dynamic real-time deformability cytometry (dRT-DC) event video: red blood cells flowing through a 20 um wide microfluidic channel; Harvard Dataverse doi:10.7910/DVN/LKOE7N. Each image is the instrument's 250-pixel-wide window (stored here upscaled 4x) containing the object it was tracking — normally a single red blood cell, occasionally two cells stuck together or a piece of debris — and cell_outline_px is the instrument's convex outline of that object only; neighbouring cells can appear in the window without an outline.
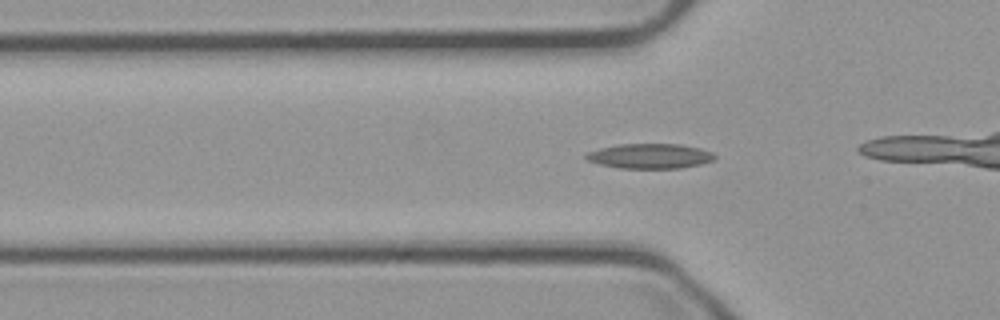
{"species": "common noctule bat (a hibernating species)", "species_latin": "Nyctalus noctula", "temperature_condition": "cold", "stored_images_in_passage": 37, "camera_frame_rate_fps": 3000, "um_per_image_px": 0.085, "animal": {"sex": "male", "body_mass_g": 23.1, "forearm_length_mm": 52.7}, "frame": {"image": 1, "passage_image": 10, "time_ms": 3.0, "image_size_px": [1000, 320], "cell_outline_px": [[716, 156], [712, 160], [700, 164], [680, 168], [620, 168], [600, 164], [588, 160], [584, 156], [588, 152], [600, 148], [620, 144], [680, 144], [700, 148], [712, 152]], "centroid_in_image_um": [55.25, 13.26], "position_along_channel_um": 70.6, "area_um2": 18.5}}
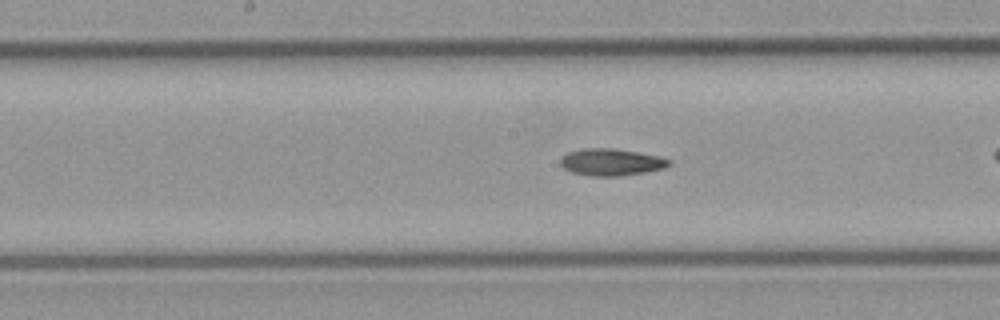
{"frame": {"image": 2, "passage_image": 20, "time_ms": 6.333, "image_size_px": [1000, 320], "cell_outline_px": [[672, 164], [664, 168], [644, 172], [620, 176], [592, 176], [572, 172], [564, 168], [560, 164], [560, 160], [568, 152], [584, 148], [612, 148], [660, 156], [672, 160]], "centroid_in_image_um": [51.98, 13.78], "position_along_channel_um": 196.2, "area_um2": 16.99}}
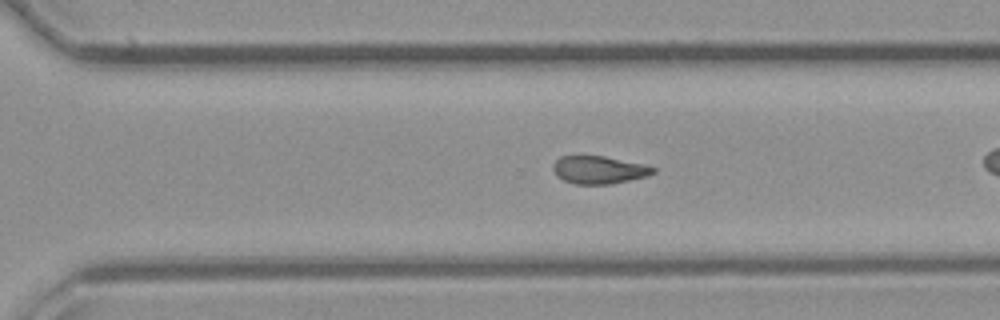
{"frame": {"image": 3, "passage_image": 30, "time_ms": 9.667, "image_size_px": [1000, 320], "cell_outline_px": [[656, 172], [648, 176], [608, 184], [576, 184], [564, 180], [556, 176], [552, 168], [552, 164], [560, 156], [604, 156], [644, 164], [656, 168]], "centroid_in_image_um": [50.9, 14.43], "position_along_channel_um": 319.7, "area_um2": 16.18}}